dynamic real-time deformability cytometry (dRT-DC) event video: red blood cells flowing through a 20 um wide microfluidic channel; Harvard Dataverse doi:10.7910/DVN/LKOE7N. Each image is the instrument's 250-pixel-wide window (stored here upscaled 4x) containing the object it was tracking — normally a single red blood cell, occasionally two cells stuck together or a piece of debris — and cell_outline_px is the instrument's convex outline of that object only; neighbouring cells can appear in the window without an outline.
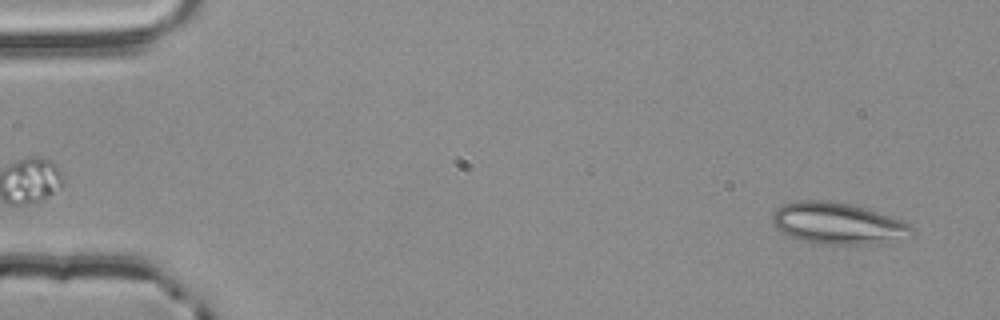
{"species": "common noctule bat (a hibernating species)", "species_latin": "Nyctalus noctula", "temperature_condition": "room temperature", "stored_images_in_passage": 2, "segment_of_instrument_passage": [2, 2], "camera_frame_rate_fps": 3000, "um_per_image_px": 0.085, "animal": {"sex": "male", "body_mass_g": 20.4}, "frame": {"image": 1, "passage_image": 2, "time_ms": 0.333, "image_size_px": [1000, 320], "cell_outline_px": [[912, 228], [884, 240], [868, 244], [812, 244], [800, 240], [776, 228], [772, 220], [772, 216], [776, 208], [784, 204], [796, 200], [828, 200], [848, 204], [864, 208], [904, 220], [912, 224]], "centroid_in_image_um": [71.04, 18.95], "position_along_channel_um": 14.0, "area_um2": 32.6}}